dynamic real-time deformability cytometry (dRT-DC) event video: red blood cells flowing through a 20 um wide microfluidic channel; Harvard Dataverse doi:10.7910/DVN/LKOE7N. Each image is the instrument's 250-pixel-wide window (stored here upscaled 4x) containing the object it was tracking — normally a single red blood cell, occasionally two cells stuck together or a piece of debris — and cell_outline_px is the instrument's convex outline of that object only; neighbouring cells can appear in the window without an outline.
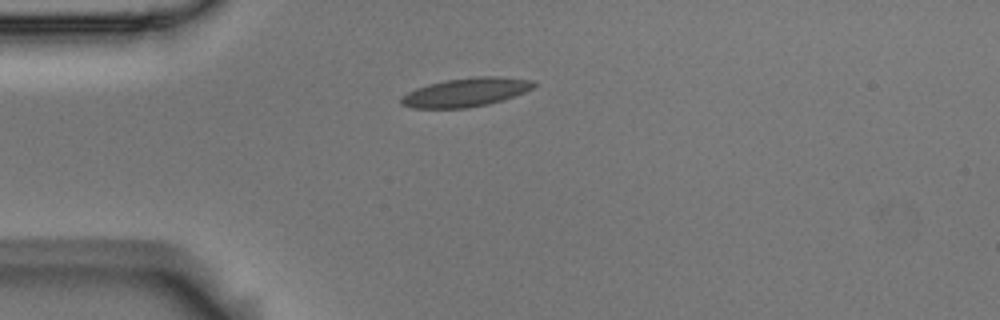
{"species": "Egyptian fruit bat (a non-hibernating species)", "species_latin": "Rousettus aegyptiacus", "temperature_condition": "room temperature", "stored_images_in_passage": 4, "camera_frame_rate_fps": 3000, "um_per_image_px": 0.085, "animal": {"sex": "male"}, "frame": {"image": 1, "passage_image": 4, "time_ms": 1.0, "image_size_px": [1000, 320], "cell_outline_px": [[536, 84], [532, 88], [524, 92], [488, 104], [468, 108], [412, 108], [400, 104], [400, 100], [408, 92], [416, 88], [428, 84], [444, 80], [476, 76], [500, 76], [532, 80]], "centroid_in_image_um": [39.58, 7.84], "position_along_channel_um": 45.4, "area_um2": 22.08}}